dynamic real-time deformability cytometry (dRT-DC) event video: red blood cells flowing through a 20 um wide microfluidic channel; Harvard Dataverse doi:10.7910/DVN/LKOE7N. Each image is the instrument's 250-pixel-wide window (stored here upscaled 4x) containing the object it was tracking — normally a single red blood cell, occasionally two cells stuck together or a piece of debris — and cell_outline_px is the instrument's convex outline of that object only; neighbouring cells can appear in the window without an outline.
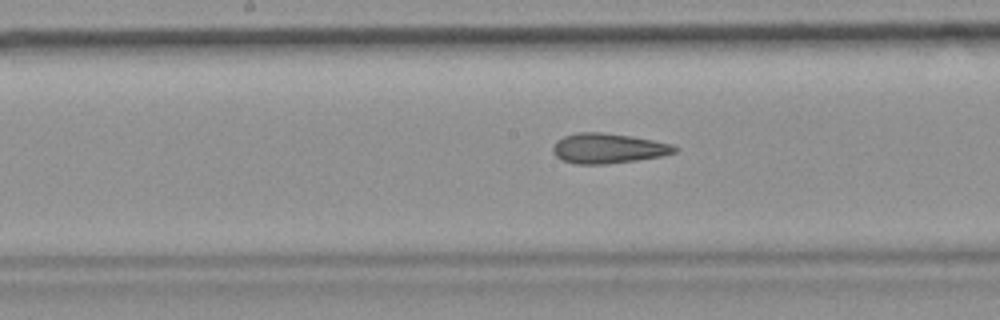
{"species": "common noctule bat (a hibernating species)", "species_latin": "Nyctalus noctula", "temperature_condition": "room temperature", "stored_images_in_passage": 28, "camera_frame_rate_fps": 3000, "um_per_image_px": 0.085, "animal": {"sex": "female", "body_mass_g": 19.9}, "frame": {"image": 1, "passage_image": 13, "time_ms": 4.0, "image_size_px": [1000, 320], "cell_outline_px": [[680, 148], [676, 152], [660, 156], [636, 160], [604, 164], [576, 164], [560, 160], [552, 152], [552, 148], [556, 140], [564, 136], [576, 132], [600, 132], [632, 136], [672, 144]], "centroid_in_image_um": [51.65, 12.6], "position_along_channel_um": 196.5, "area_um2": 21.39}}
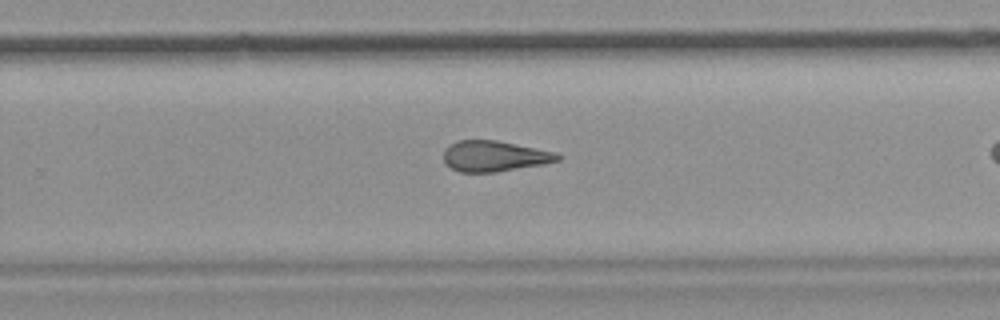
{"frame": {"image": 2, "passage_image": 20, "time_ms": 6.333, "image_size_px": [1000, 320], "cell_outline_px": [[560, 160], [544, 164], [496, 172], [460, 172], [452, 168], [444, 160], [444, 152], [456, 140], [496, 140], [556, 152], [560, 156]], "centroid_in_image_um": [42.05, 13.27], "position_along_channel_um": 287.7, "area_um2": 20.17}}